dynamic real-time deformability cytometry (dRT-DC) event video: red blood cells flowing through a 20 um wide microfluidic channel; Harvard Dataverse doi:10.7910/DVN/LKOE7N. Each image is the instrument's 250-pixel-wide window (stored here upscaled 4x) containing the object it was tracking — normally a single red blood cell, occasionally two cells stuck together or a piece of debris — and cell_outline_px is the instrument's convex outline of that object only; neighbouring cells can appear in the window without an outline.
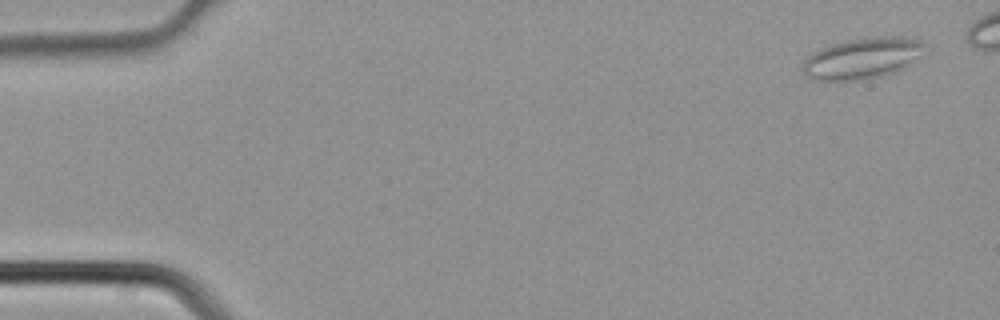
{"species": "common noctule bat (a hibernating species)", "species_latin": "Nyctalus noctula", "temperature_condition": "cold", "stored_images_in_passage": 5, "camera_frame_rate_fps": 3000, "um_per_image_px": 0.085, "animal": {"sex": "male", "body_mass_g": 21.5, "forearm_length_mm": 52.0}, "frame": {"image": 1, "passage_image": 1, "time_ms": 0.0, "image_size_px": [1000, 320], "cell_outline_px": [[924, 44], [916, 56], [904, 68], [896, 72], [880, 76], [856, 80], [812, 80], [800, 68], [804, 60], [812, 52], [836, 44], [852, 40], [880, 36], [900, 36], [920, 40]], "centroid_in_image_um": [73.24, 4.97], "position_along_channel_um": 11.8, "area_um2": 28.38}}